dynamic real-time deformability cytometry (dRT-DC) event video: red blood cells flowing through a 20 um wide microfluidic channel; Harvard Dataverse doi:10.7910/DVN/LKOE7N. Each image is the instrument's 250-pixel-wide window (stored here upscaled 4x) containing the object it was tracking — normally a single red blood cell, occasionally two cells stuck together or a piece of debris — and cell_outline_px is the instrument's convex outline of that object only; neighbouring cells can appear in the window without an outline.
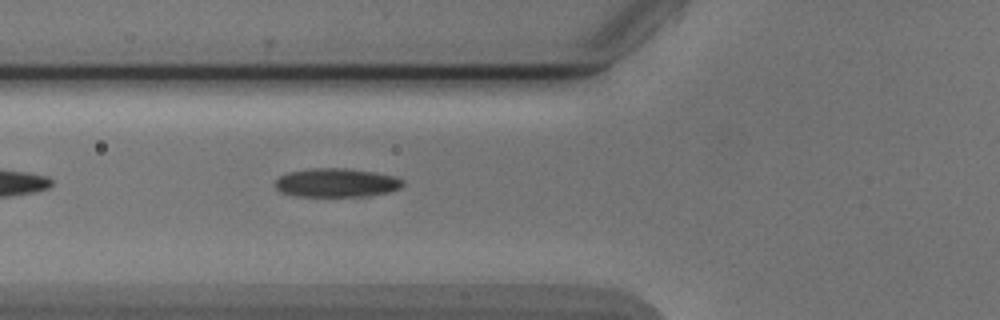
{"species": "Egyptian fruit bat (a non-hibernating species)", "species_latin": "Rousettus aegyptiacus", "temperature_condition": "cold", "stored_images_in_passage": 5, "camera_frame_rate_fps": 3000, "um_per_image_px": 0.085, "animal": {"sex": "male"}, "frame": {"image": 1, "passage_image": 5, "time_ms": 5.667, "image_size_px": [1000, 320], "cell_outline_px": [[404, 184], [400, 188], [388, 192], [368, 196], [296, 196], [280, 192], [276, 188], [276, 180], [280, 176], [288, 172], [312, 168], [344, 168], [372, 172], [396, 176], [404, 180]], "centroid_in_image_um": [28.61, 15.53], "position_along_channel_um": 97.2, "area_um2": 21.39}}